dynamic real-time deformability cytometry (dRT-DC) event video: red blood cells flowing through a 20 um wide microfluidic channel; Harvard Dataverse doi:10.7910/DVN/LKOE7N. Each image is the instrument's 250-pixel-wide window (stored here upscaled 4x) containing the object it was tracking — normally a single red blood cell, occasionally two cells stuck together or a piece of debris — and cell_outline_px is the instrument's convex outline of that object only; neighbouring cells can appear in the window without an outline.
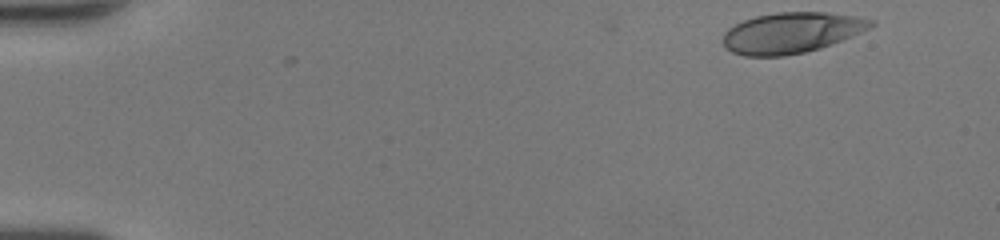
{"species": "human", "species_latin": "Homo sapiens", "temperature_condition": "room temperature", "stored_images_in_passage": 45, "camera_frame_rate_fps": 3000, "um_per_image_px": 0.085, "donor": {"sex": "female"}, "frame": {"image": 1, "passage_image": 1, "time_ms": 0.0, "image_size_px": [1000, 240], "cell_outline_px": [[876, 24], [872, 28], [832, 44], [820, 48], [804, 52], [784, 56], [744, 56], [732, 52], [724, 44], [724, 32], [728, 28], [744, 20], [756, 16], [776, 12], [824, 12], [852, 16], [876, 20]], "centroid_in_image_um": [67.31, 2.78], "position_along_channel_um": 17.7, "area_um2": 35.03}}
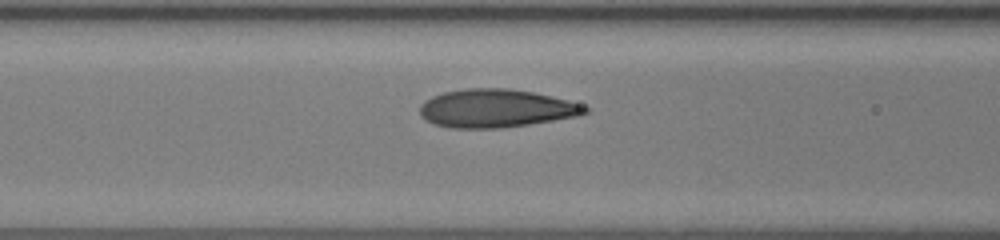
{"frame": {"image": 2, "passage_image": 18, "time_ms": 5.667, "image_size_px": [1000, 240], "cell_outline_px": [[588, 112], [576, 116], [528, 124], [500, 128], [452, 128], [432, 124], [424, 120], [420, 116], [420, 104], [424, 100], [432, 96], [444, 92], [464, 88], [508, 88], [532, 92], [552, 96], [568, 100], [588, 108]], "centroid_in_image_um": [42.08, 9.21], "position_along_channel_um": 124.5, "area_um2": 36.76}}
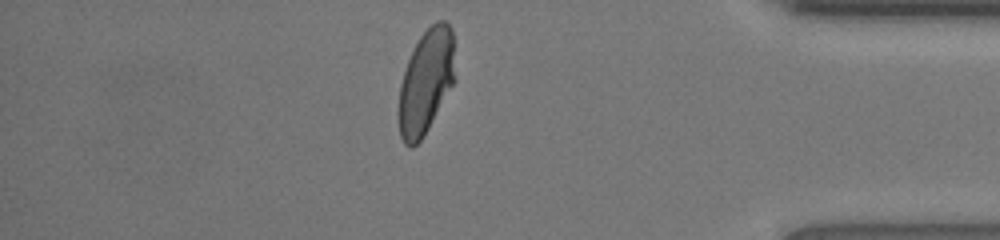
{"frame": {"image": 3, "passage_image": 39, "time_ms": 12.667, "image_size_px": [1000, 240], "cell_outline_px": [[452, 84], [424, 136], [412, 148], [408, 148], [404, 144], [400, 136], [396, 116], [400, 84], [408, 60], [420, 36], [436, 20], [444, 20], [452, 28]], "centroid_in_image_um": [36.12, 7.01], "position_along_channel_um": 399.1, "area_um2": 33.76}, "authors_computed_cell_mechanics": {"area_um2": 35.1424, "velocity_mm_per_s": 4.3301, "shape_relaxation_time_tau1_ms": 4.6351, "shape_relaxation_time_tau2_ms": null, "deformation_change_tau1": 0.2028, "deformation_change_tau2": null}}